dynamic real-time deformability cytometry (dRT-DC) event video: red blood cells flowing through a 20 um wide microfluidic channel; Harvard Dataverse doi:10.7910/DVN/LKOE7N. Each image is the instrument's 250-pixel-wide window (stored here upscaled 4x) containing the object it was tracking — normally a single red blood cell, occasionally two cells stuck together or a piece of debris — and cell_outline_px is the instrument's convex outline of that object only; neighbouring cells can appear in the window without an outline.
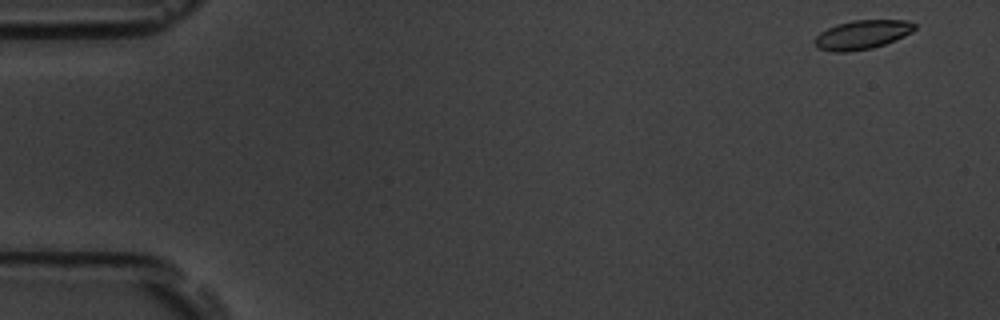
{"species": "common noctule bat (a hibernating species)", "species_latin": "Nyctalus noctula", "temperature_condition": "room temperature", "stored_images_in_passage": 56, "camera_frame_rate_fps": 3000, "um_per_image_px": 0.085, "animal": {"sex": "male", "body_mass_g": 19.5, "forearm_length_mm": 54.6}, "frame": {"image": 1, "passage_image": 1, "time_ms": 0.0, "image_size_px": [1000, 320], "cell_outline_px": [[916, 28], [912, 32], [896, 40], [872, 48], [848, 52], [832, 52], [816, 48], [812, 40], [820, 32], [836, 24], [852, 20], [904, 20], [916, 24]], "centroid_in_image_um": [73.24, 2.96], "position_along_channel_um": 11.8, "area_um2": 17.11}}
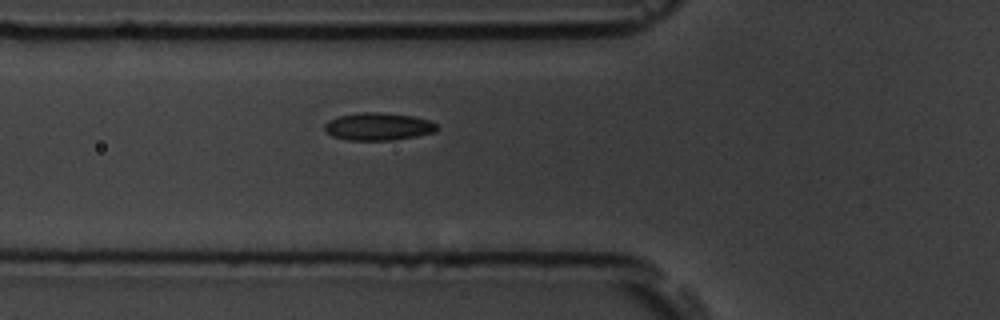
{"frame": {"image": 2, "passage_image": 19, "time_ms": 6.0, "image_size_px": [1000, 320], "cell_outline_px": [[436, 128], [432, 132], [416, 136], [392, 140], [344, 140], [332, 136], [324, 128], [324, 124], [328, 120], [336, 116], [360, 112], [380, 112], [412, 116], [428, 120], [436, 124]], "centroid_in_image_um": [32.07, 10.75], "position_along_channel_um": 93.7, "area_um2": 17.98}}
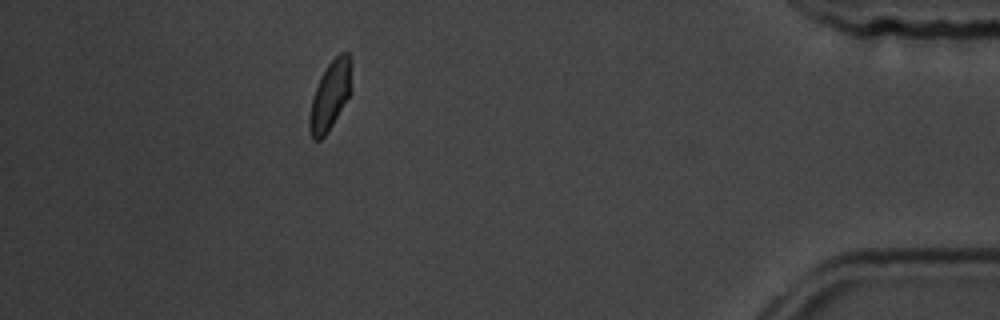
{"frame": {"image": 3, "passage_image": 50, "time_ms": 16.333, "image_size_px": [1000, 320], "cell_outline_px": [[352, 92], [328, 132], [320, 140], [312, 140], [308, 128], [308, 116], [312, 100], [320, 76], [328, 64], [340, 52], [348, 52]], "centroid_in_image_um": [28.04, 8.17], "position_along_channel_um": 407.2, "area_um2": 16.88}, "authors_computed_cell_mechanics": {"area_um2": 17.3689, "velocity_mm_per_s": 3.5299, "shape_relaxation_time_tau1_ms": 3.9271, "shape_relaxation_time_tau2_ms": 2.3773, "deformation_change_tau1": 0.0783, "deformation_change_tau2": 0.0525}}